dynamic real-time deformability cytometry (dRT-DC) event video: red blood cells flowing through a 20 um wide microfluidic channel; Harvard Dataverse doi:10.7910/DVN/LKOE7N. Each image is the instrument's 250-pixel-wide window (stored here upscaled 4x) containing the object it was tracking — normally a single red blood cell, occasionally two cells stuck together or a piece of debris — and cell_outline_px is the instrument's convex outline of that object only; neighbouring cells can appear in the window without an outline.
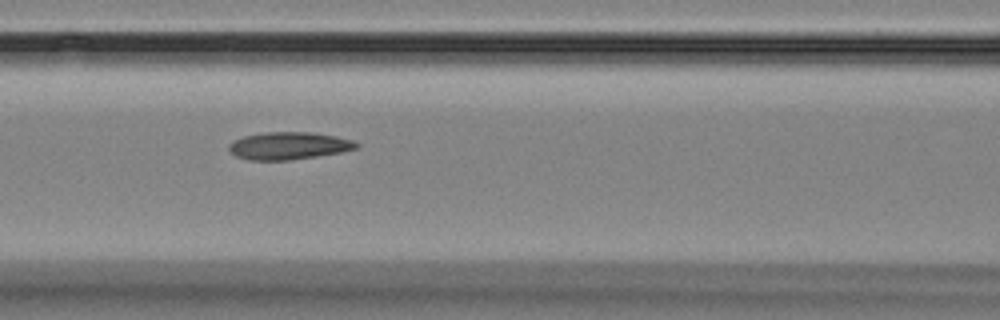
{"species": "Egyptian fruit bat (a non-hibernating species)", "species_latin": "Rousettus aegyptiacus", "temperature_condition": "room temperature", "stored_images_in_passage": 9, "camera_frame_rate_fps": 3000, "um_per_image_px": 0.085, "animal": {"sex": "female"}, "frame": {"image": 1, "passage_image": 5, "time_ms": 5.333, "image_size_px": [1000, 320], "cell_outline_px": [[360, 148], [340, 152], [316, 156], [288, 160], [248, 160], [236, 156], [228, 152], [228, 144], [232, 140], [244, 136], [264, 132], [312, 132], [336, 136], [352, 140], [360, 144]], "centroid_in_image_um": [24.51, 12.38], "position_along_channel_um": 142.1, "area_um2": 20.58}}
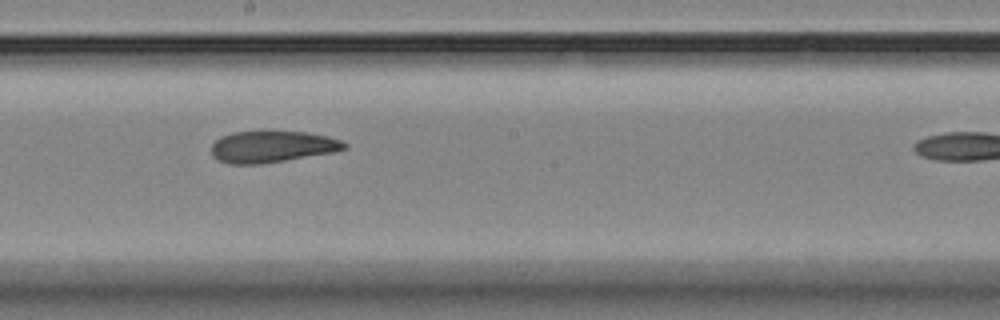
{"frame": {"image": 2, "passage_image": 8, "time_ms": 9.667, "image_size_px": [1000, 320], "cell_outline_px": [[348, 148], [332, 152], [260, 164], [228, 164], [212, 156], [212, 144], [220, 136], [232, 132], [264, 128], [304, 132], [328, 136], [340, 140], [348, 144]], "centroid_in_image_um": [23.09, 12.41], "position_along_channel_um": 225.1, "area_um2": 25.2}}